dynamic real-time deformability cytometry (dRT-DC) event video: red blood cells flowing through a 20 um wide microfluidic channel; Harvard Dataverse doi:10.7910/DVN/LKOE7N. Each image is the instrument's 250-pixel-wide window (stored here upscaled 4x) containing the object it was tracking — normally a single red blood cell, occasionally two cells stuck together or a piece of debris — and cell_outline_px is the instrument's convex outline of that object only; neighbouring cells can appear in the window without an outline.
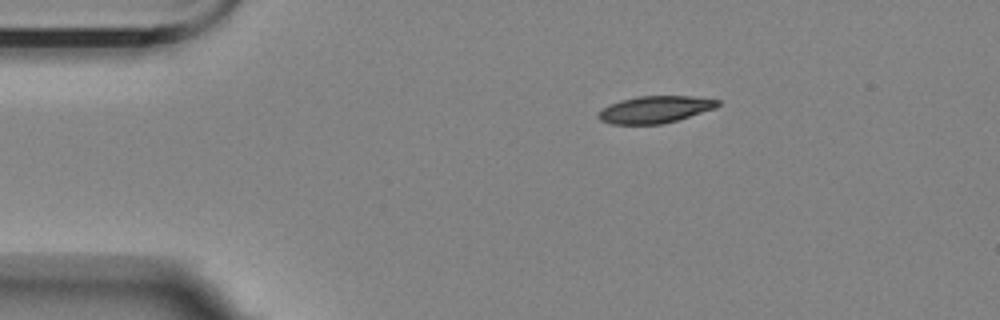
{"species": "Egyptian fruit bat (a non-hibernating species)", "species_latin": "Rousettus aegyptiacus", "temperature_condition": "room temperature", "stored_images_in_passage": 8, "camera_frame_rate_fps": 3000, "um_per_image_px": 0.085, "animal": {"sex": "female"}, "frame": {"image": 1, "passage_image": 1, "time_ms": 0.0, "image_size_px": [1000, 320], "cell_outline_px": [[720, 104], [716, 108], [676, 120], [660, 124], [612, 124], [600, 120], [596, 116], [608, 104], [620, 100], [636, 96], [692, 96], [720, 100]], "centroid_in_image_um": [55.67, 9.29], "position_along_channel_um": 29.3, "area_um2": 18.73}}
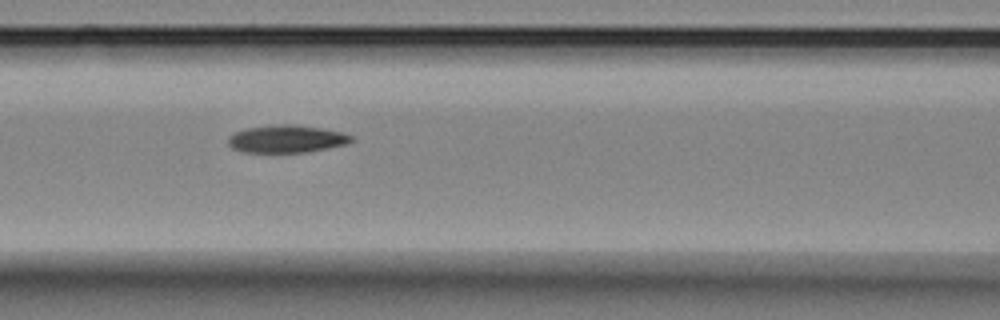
{"frame": {"image": 2, "passage_image": 5, "time_ms": 4.667, "image_size_px": [1000, 320], "cell_outline_px": [[356, 140], [348, 144], [308, 152], [244, 152], [232, 148], [228, 144], [228, 136], [244, 128], [276, 124], [292, 124], [320, 128], [344, 132], [352, 136]], "centroid_in_image_um": [24.39, 11.8], "position_along_channel_um": 142.2, "area_um2": 20.0}}
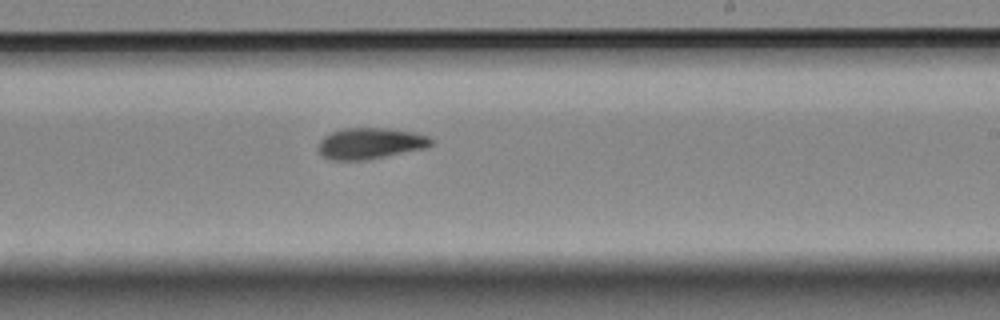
{"frame": {"image": 3, "passage_image": 8, "time_ms": 8.0, "image_size_px": [1000, 320], "cell_outline_px": [[432, 144], [428, 148], [364, 160], [328, 160], [320, 152], [320, 140], [324, 136], [332, 132], [344, 128], [388, 128], [412, 132], [428, 136], [432, 140]], "centroid_in_image_um": [31.49, 12.19], "position_along_channel_um": 257.5, "area_um2": 20.35}}